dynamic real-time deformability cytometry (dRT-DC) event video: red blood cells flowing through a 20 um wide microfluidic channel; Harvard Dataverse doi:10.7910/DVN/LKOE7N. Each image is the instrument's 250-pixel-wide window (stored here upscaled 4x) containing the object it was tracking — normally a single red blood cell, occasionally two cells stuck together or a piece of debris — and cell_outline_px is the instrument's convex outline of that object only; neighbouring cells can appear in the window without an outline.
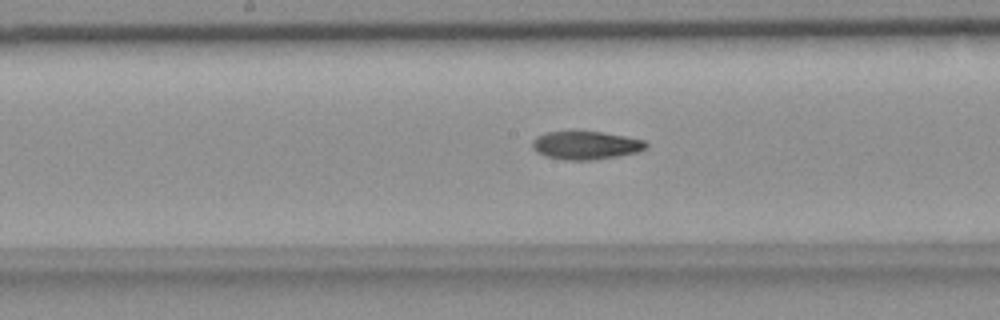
{"species": "common noctule bat (a hibernating species)", "species_latin": "Nyctalus noctula", "temperature_condition": "room temperature", "stored_images_in_passage": 56, "segment_of_instrument_passage": [1, 2], "camera_frame_rate_fps": 3000, "um_per_image_px": 0.085, "animal": {"sex": "female", "body_mass_g": 18.4}, "frame": {"image": 1, "passage_image": 28, "time_ms": 9.0, "image_size_px": [1000, 320], "cell_outline_px": [[648, 144], [644, 148], [636, 152], [616, 156], [592, 160], [564, 160], [544, 156], [536, 152], [532, 148], [532, 140], [536, 136], [544, 132], [604, 132], [644, 140]], "centroid_in_image_um": [49.73, 12.35], "position_along_channel_um": 198.5, "area_um2": 18.61}}
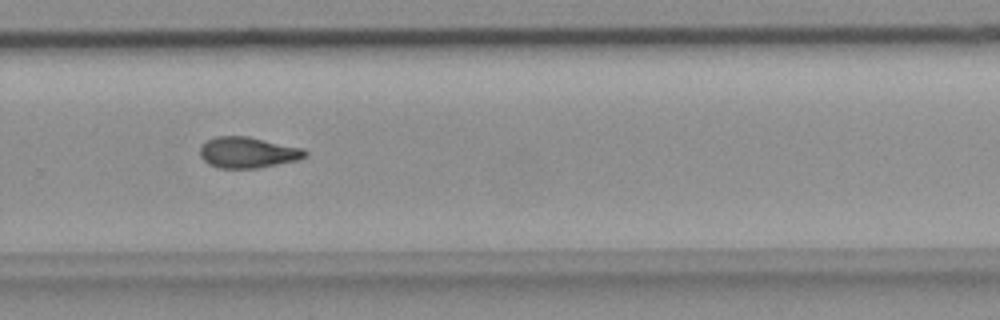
{"frame": {"image": 2, "passage_image": 37, "time_ms": 12.0, "image_size_px": [1000, 320], "cell_outline_px": [[308, 156], [300, 160], [256, 168], [220, 168], [208, 164], [200, 156], [200, 148], [204, 140], [216, 136], [248, 136], [304, 148], [308, 152]], "centroid_in_image_um": [21.08, 12.95], "position_along_channel_um": 308.7, "area_um2": 19.25}}
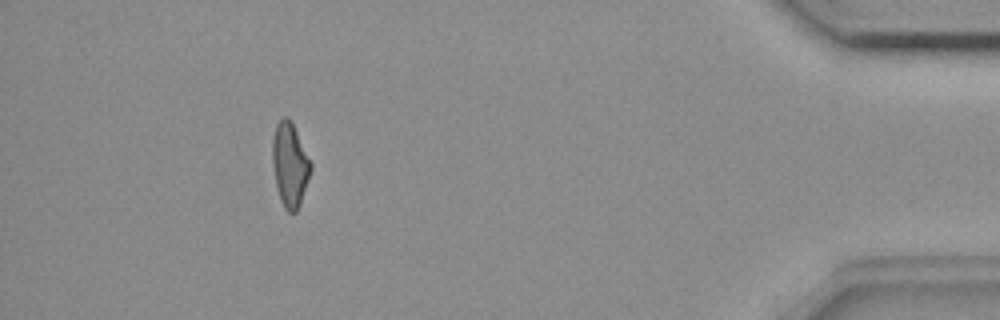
{"frame": {"image": 3, "passage_image": 50, "time_ms": 16.333, "image_size_px": [1000, 320], "cell_outline_px": [[312, 168], [300, 204], [296, 212], [288, 212], [284, 208], [280, 200], [276, 184], [272, 164], [272, 136], [276, 124], [284, 116], [288, 116], [292, 120], [312, 164]], "centroid_in_image_um": [24.63, 13.96], "position_along_channel_um": 410.6, "area_um2": 18.96}}